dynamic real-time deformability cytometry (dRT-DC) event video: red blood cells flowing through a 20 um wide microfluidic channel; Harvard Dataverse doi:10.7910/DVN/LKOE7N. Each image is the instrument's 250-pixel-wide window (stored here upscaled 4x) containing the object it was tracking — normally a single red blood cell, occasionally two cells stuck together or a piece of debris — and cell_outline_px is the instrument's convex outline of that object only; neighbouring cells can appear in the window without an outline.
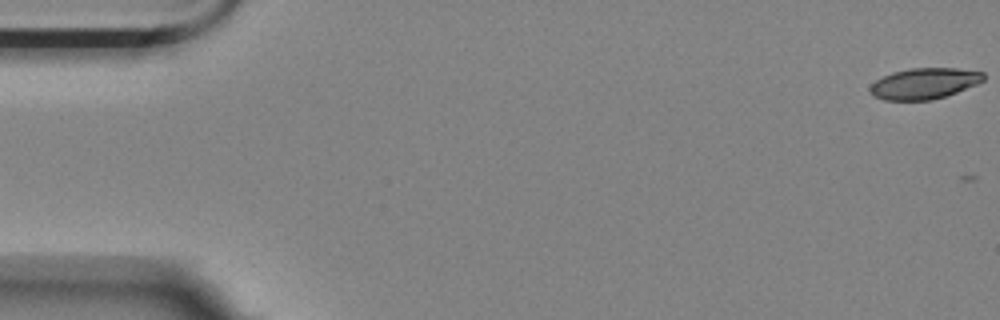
{"species": "Egyptian fruit bat (a non-hibernating species)", "species_latin": "Rousettus aegyptiacus", "temperature_condition": "room temperature", "stored_images_in_passage": 3, "camera_frame_rate_fps": 3000, "um_per_image_px": 0.085, "animal": {"sex": "female"}, "frame": {"image": 1, "passage_image": 1, "time_ms": 0.0, "image_size_px": [1000, 320], "cell_outline_px": [[984, 80], [976, 84], [956, 92], [932, 100], [884, 100], [876, 96], [868, 88], [876, 80], [892, 72], [908, 68], [956, 68], [984, 72]], "centroid_in_image_um": [78.56, 7.08], "position_along_channel_um": 6.4, "area_um2": 20.29}}